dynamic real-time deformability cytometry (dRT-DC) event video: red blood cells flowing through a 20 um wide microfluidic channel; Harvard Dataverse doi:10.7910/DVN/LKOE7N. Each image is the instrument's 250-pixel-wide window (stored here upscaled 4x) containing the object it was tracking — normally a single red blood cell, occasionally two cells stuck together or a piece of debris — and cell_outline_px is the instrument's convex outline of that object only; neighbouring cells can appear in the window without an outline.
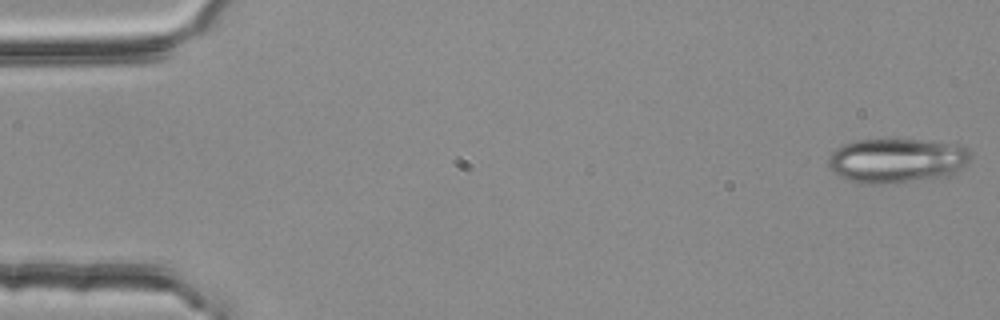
{"species": "common noctule bat (a hibernating species)", "species_latin": "Nyctalus noctula", "temperature_condition": "room temperature", "stored_images_in_passage": 14, "camera_frame_rate_fps": 3000, "um_per_image_px": 0.085, "animal": {"sex": "female", "body_mass_g": 25.1}, "frame": {"image": 1, "passage_image": 1, "time_ms": 0.0, "image_size_px": [1000, 320], "cell_outline_px": [[972, 160], [968, 164], [956, 172], [948, 176], [876, 184], [860, 184], [836, 176], [828, 168], [828, 160], [832, 152], [840, 144], [856, 140], [920, 140], [960, 144], [968, 148], [972, 152]], "centroid_in_image_um": [76.23, 13.64], "position_along_channel_um": 8.8, "area_um2": 37.34}}